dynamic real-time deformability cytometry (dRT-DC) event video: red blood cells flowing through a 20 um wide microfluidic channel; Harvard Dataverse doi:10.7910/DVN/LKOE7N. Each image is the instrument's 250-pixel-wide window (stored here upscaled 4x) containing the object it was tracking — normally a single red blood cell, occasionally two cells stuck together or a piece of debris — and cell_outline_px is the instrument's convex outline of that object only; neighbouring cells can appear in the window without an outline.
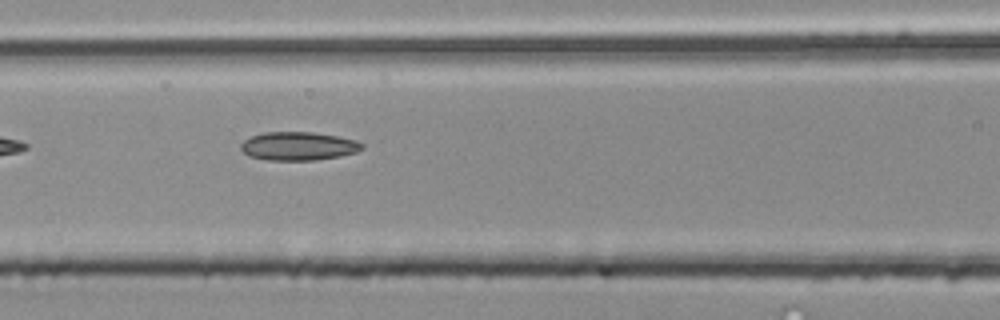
{"species": "common noctule bat (a hibernating species)", "species_latin": "Nyctalus noctula", "temperature_condition": "room temperature", "stored_images_in_passage": 4, "camera_frame_rate_fps": 3000, "um_per_image_px": 0.085, "animal": {"sex": "male", "body_mass_g": 20.4}, "frame": {"image": 1, "passage_image": 4, "time_ms": 1.0, "image_size_px": [1000, 320], "cell_outline_px": [[364, 148], [356, 152], [340, 156], [316, 160], [268, 160], [248, 156], [240, 148], [240, 144], [244, 140], [252, 136], [264, 132], [312, 132], [336, 136], [356, 140], [364, 144]], "centroid_in_image_um": [25.36, 12.42], "position_along_channel_um": 141.2, "area_um2": 20.11}}